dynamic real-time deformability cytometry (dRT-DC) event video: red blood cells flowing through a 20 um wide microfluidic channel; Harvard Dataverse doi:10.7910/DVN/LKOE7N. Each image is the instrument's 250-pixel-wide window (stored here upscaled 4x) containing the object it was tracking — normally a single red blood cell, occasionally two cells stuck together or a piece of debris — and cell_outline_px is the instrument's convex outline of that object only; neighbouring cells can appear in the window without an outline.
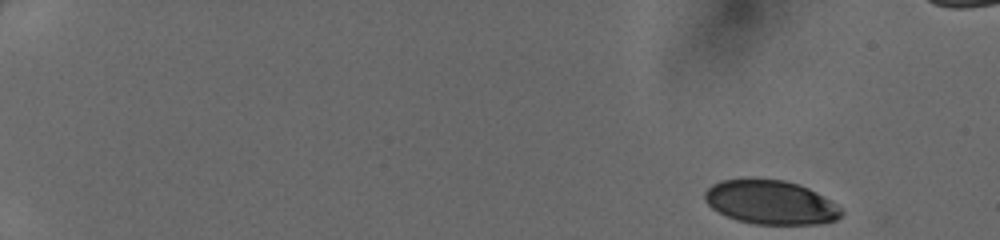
{"species": "human", "species_latin": "Homo sapiens", "temperature_condition": "cold", "stored_images_in_passage": 46, "segment_of_instrument_passage": [1, 2], "camera_frame_rate_fps": 3000, "um_per_image_px": 0.085, "donor": {"sex": "female"}, "frame": {"image": 1, "passage_image": 1, "time_ms": 0.0, "image_size_px": [1000, 240], "cell_outline_px": [[844, 212], [836, 220], [820, 224], [756, 224], [736, 220], [712, 208], [704, 200], [704, 192], [712, 184], [720, 180], [752, 176], [784, 180], [800, 184], [832, 200]], "centroid_in_image_um": [65.49, 17.16], "position_along_channel_um": 19.5, "area_um2": 35.72}}
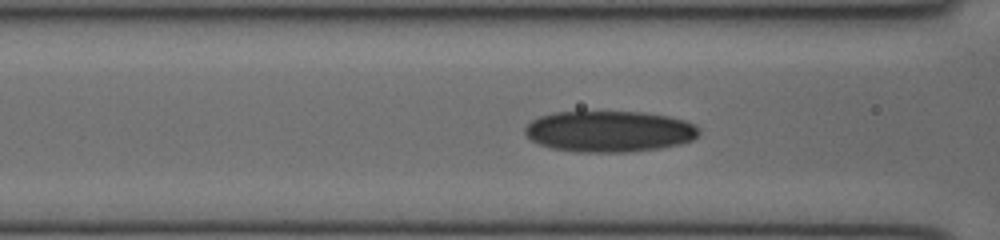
{"frame": {"image": 2, "passage_image": 19, "time_ms": 6.0, "image_size_px": [1000, 240], "cell_outline_px": [[700, 132], [692, 140], [680, 144], [660, 148], [628, 152], [576, 152], [552, 148], [540, 144], [532, 140], [524, 132], [524, 128], [532, 120], [540, 116], [552, 112], [644, 112], [668, 116], [684, 120], [696, 124], [700, 128]], "centroid_in_image_um": [51.81, 11.17], "position_along_channel_um": 114.8, "area_um2": 41.85}}
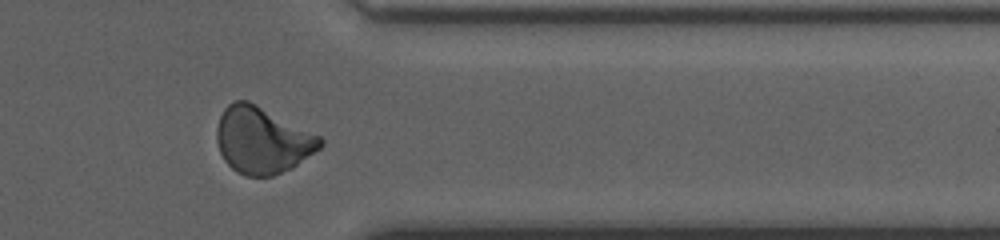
{"frame": {"image": 3, "passage_image": 38, "time_ms": 12.333, "image_size_px": [1000, 240], "cell_outline_px": [[324, 144], [320, 148], [292, 168], [272, 176], [244, 176], [236, 172], [224, 160], [220, 152], [216, 140], [216, 128], [220, 116], [224, 108], [228, 104], [236, 100], [248, 100], [320, 136], [324, 140]], "centroid_in_image_um": [22.27, 11.92], "position_along_channel_um": 389.1, "area_um2": 40.06}}